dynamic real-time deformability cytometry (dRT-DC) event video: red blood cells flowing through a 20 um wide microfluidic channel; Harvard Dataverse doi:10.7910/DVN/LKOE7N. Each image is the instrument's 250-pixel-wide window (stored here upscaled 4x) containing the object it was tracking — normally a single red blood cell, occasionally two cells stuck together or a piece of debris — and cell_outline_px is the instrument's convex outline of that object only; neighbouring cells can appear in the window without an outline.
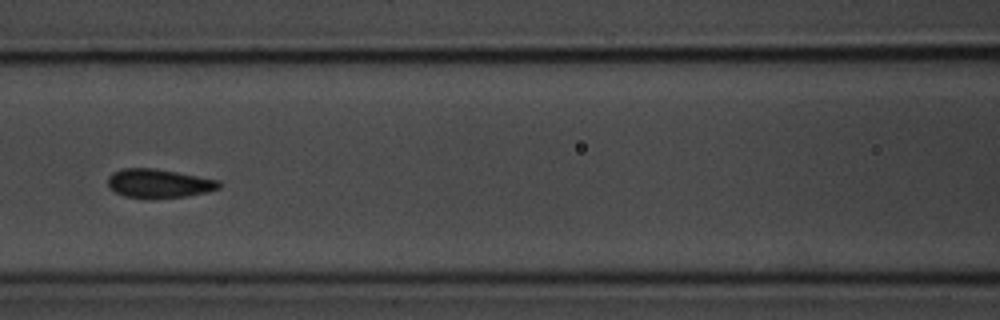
{"species": "common noctule bat (a hibernating species)", "species_latin": "Nyctalus noctula", "temperature_condition": "room temperature", "stored_images_in_passage": 9, "camera_frame_rate_fps": 3000, "um_per_image_px": 0.085, "animal": {"sex": "male", "body_mass_g": 20.1, "forearm_length_mm": 53.5}, "frame": {"image": 1, "passage_image": 7, "time_ms": 7.0, "image_size_px": [1000, 320], "cell_outline_px": [[220, 188], [204, 192], [184, 196], [124, 196], [108, 188], [108, 176], [112, 172], [120, 168], [152, 168], [176, 172], [220, 180]], "centroid_in_image_um": [13.46, 15.54], "position_along_channel_um": 153.1, "area_um2": 18.03}}
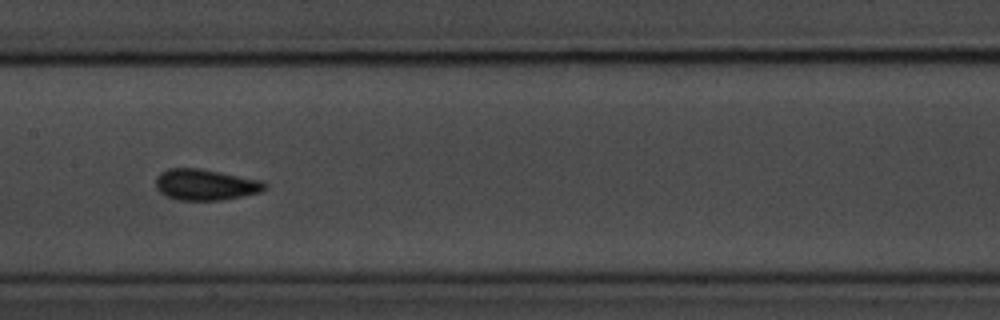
{"frame": {"image": 2, "passage_image": 8, "time_ms": 8.0, "image_size_px": [1000, 320], "cell_outline_px": [[268, 184], [260, 192], [224, 200], [176, 200], [164, 196], [156, 188], [156, 176], [160, 172], [168, 168], [200, 168], [260, 180]], "centroid_in_image_um": [17.41, 15.7], "position_along_channel_um": 190.0, "area_um2": 19.83}}